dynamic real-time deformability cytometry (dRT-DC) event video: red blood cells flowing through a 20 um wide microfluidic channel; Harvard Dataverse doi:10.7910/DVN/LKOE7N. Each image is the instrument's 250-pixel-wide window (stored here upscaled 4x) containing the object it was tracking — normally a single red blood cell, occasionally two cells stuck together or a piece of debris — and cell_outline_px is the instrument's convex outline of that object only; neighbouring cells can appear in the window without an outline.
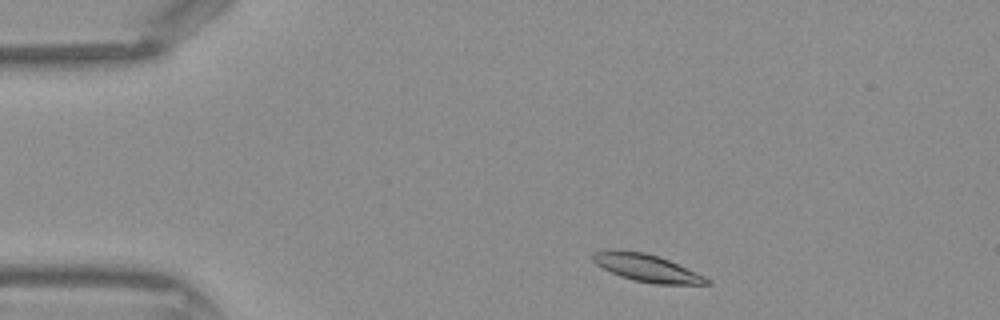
{"species": "Egyptian fruit bat (a non-hibernating species)", "species_latin": "Rousettus aegyptiacus", "temperature_condition": "warm", "stored_images_in_passage": 38, "camera_frame_rate_fps": 3000, "um_per_image_px": 0.085, "frame": {"image": 1, "passage_image": 2, "time_ms": 0.333, "image_size_px": [1000, 320], "cell_outline_px": [[712, 284], [656, 284], [632, 280], [620, 276], [596, 264], [592, 260], [592, 252], [608, 248], [616, 248], [644, 252], [668, 260], [696, 272], [712, 280]], "centroid_in_image_um": [54.92, 22.75], "position_along_channel_um": 30.1, "area_um2": 18.38}}
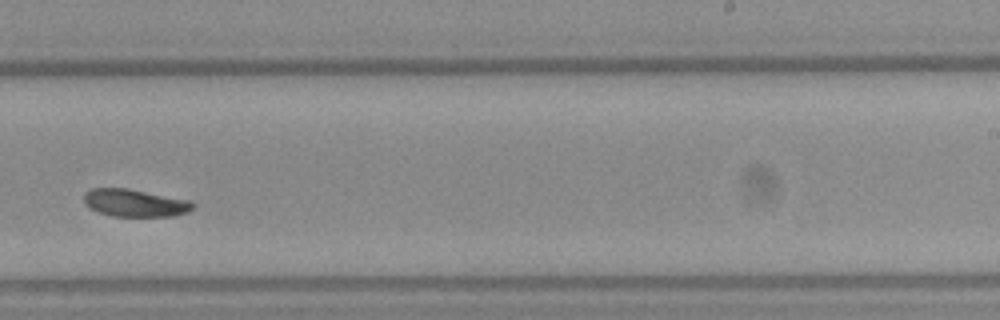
{"frame": {"image": 2, "passage_image": 22, "time_ms": 7.0, "image_size_px": [1000, 320], "cell_outline_px": [[192, 208], [188, 212], [172, 216], [112, 216], [88, 208], [84, 204], [84, 192], [92, 188], [128, 188], [188, 200], [192, 204]], "centroid_in_image_um": [11.39, 17.24], "position_along_channel_um": 277.6, "area_um2": 17.34}}
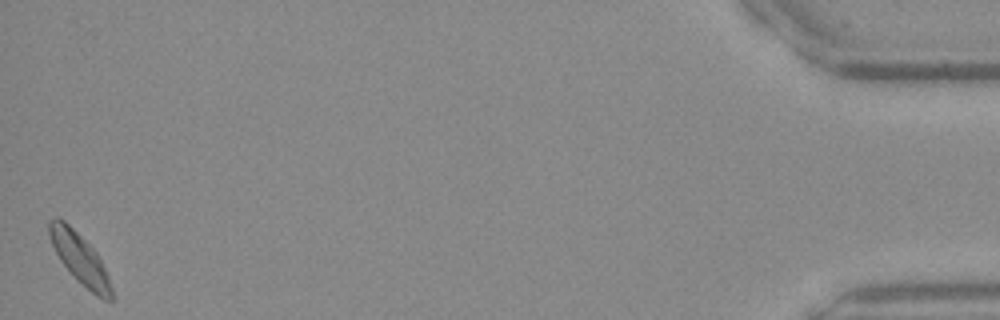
{"frame": {"image": 3, "passage_image": 38, "time_ms": 12.333, "image_size_px": [1000, 320], "cell_outline_px": [[112, 300], [104, 300], [96, 296], [76, 280], [72, 276], [60, 260], [48, 236], [48, 220], [52, 216], [56, 216], [64, 220], [96, 252], [108, 276], [112, 288]], "centroid_in_image_um": [6.74, 21.97], "position_along_channel_um": 428.5, "area_um2": 18.21}}